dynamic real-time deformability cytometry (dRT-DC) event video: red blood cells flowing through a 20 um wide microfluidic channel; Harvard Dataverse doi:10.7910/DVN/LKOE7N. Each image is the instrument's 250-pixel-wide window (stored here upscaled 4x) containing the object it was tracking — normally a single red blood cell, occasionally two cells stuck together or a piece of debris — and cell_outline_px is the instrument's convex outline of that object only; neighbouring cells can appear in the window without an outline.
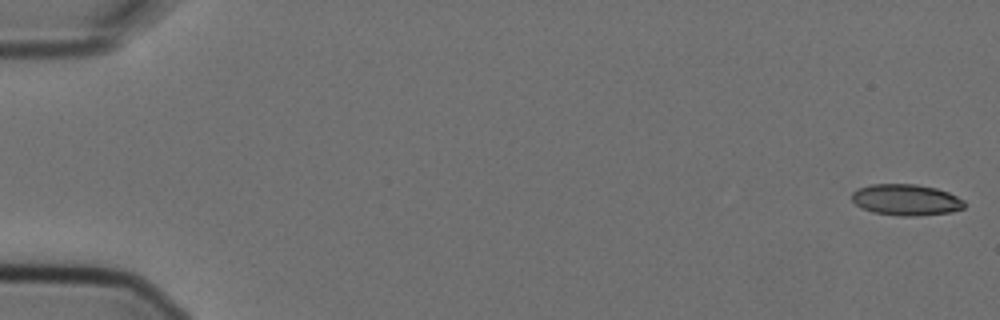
{"species": "Egyptian fruit bat (a non-hibernating species)", "species_latin": "Rousettus aegyptiacus", "temperature_condition": "cold", "stored_images_in_passage": 6, "camera_frame_rate_fps": 3000, "um_per_image_px": 0.085, "animal": {"sex": "female"}, "frame": {"image": 1, "passage_image": 1, "time_ms": 0.0, "image_size_px": [1000, 320], "cell_outline_px": [[964, 208], [952, 212], [916, 216], [900, 216], [872, 212], [860, 208], [852, 200], [852, 192], [856, 188], [872, 184], [916, 184], [936, 188], [948, 192], [964, 200]], "centroid_in_image_um": [76.99, 16.99], "position_along_channel_um": 8.0, "area_um2": 20.63}}
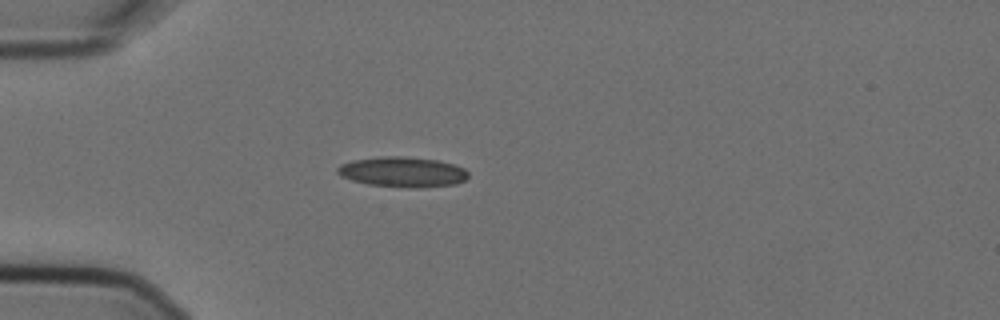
{"frame": {"image": 2, "passage_image": 5, "time_ms": 1.333, "image_size_px": [1000, 320], "cell_outline_px": [[468, 176], [464, 180], [456, 184], [420, 188], [408, 188], [368, 184], [352, 180], [340, 176], [336, 172], [336, 168], [340, 164], [352, 160], [384, 156], [400, 156], [436, 160], [456, 164], [464, 168], [468, 172]], "centroid_in_image_um": [34.21, 14.62], "position_along_channel_um": 50.8, "area_um2": 23.18}}